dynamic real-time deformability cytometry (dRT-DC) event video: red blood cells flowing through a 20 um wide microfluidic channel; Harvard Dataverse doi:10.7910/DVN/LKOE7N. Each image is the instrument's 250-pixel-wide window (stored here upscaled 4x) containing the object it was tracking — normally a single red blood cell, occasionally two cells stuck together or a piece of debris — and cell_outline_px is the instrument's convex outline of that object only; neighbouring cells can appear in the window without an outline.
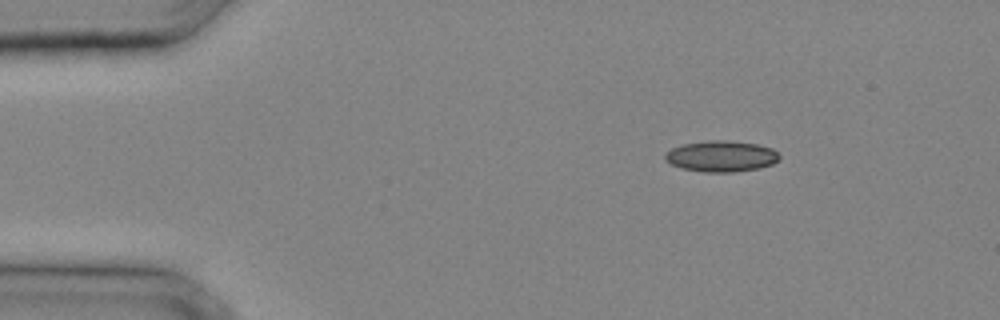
{"species": "common noctule bat (a hibernating species)", "species_latin": "Nyctalus noctula", "temperature_condition": "cold", "stored_images_in_passage": 28, "camera_frame_rate_fps": 3000, "um_per_image_px": 0.085, "animal": {"sex": "male", "body_mass_g": 20.4}, "frame": {"image": 1, "passage_image": 1, "time_ms": 0.0, "image_size_px": [1000, 320], "cell_outline_px": [[780, 160], [772, 164], [760, 168], [732, 172], [704, 172], [680, 168], [664, 160], [664, 156], [672, 148], [684, 144], [712, 140], [728, 140], [756, 144], [772, 148], [780, 156]], "centroid_in_image_um": [61.32, 13.29], "position_along_channel_um": 23.7, "area_um2": 20.63}}
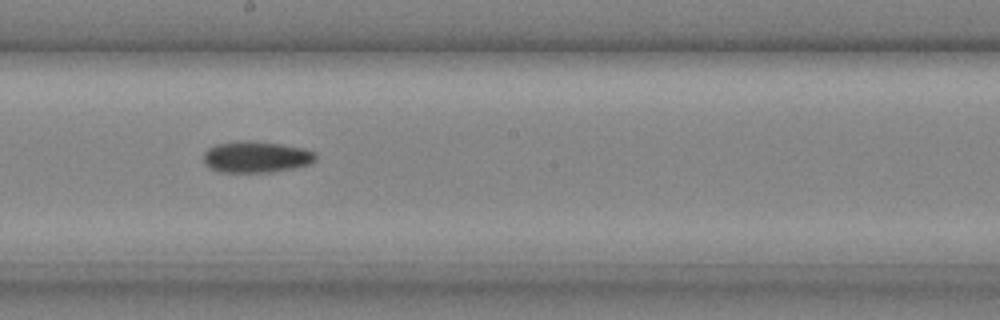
{"frame": {"image": 2, "passage_image": 14, "time_ms": 4.333, "image_size_px": [1000, 320], "cell_outline_px": [[316, 160], [308, 164], [296, 168], [272, 172], [220, 172], [208, 168], [204, 164], [204, 152], [208, 148], [216, 144], [236, 140], [252, 140], [280, 144], [304, 148], [316, 152]], "centroid_in_image_um": [21.76, 13.33], "position_along_channel_um": 226.4, "area_um2": 20.87}}
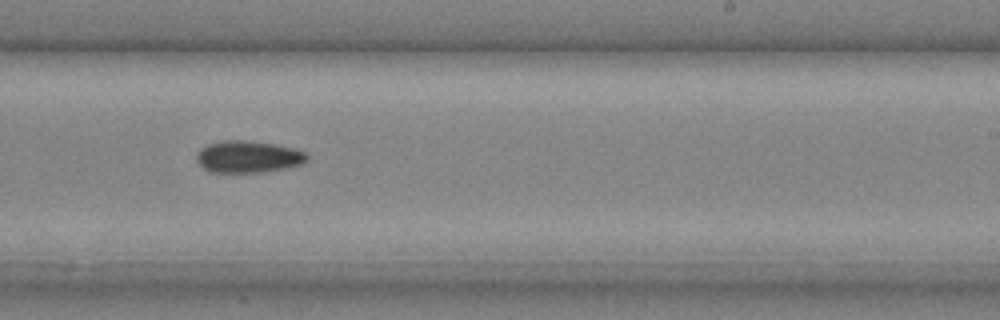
{"frame": {"image": 3, "passage_image": 16, "time_ms": 5.0, "image_size_px": [1000, 320], "cell_outline_px": [[308, 160], [304, 164], [288, 168], [260, 172], [212, 172], [204, 168], [196, 160], [196, 152], [200, 148], [208, 144], [220, 140], [248, 140], [276, 144], [296, 148], [308, 152]], "centroid_in_image_um": [21.14, 13.31], "position_along_channel_um": 267.9, "area_um2": 20.98}}